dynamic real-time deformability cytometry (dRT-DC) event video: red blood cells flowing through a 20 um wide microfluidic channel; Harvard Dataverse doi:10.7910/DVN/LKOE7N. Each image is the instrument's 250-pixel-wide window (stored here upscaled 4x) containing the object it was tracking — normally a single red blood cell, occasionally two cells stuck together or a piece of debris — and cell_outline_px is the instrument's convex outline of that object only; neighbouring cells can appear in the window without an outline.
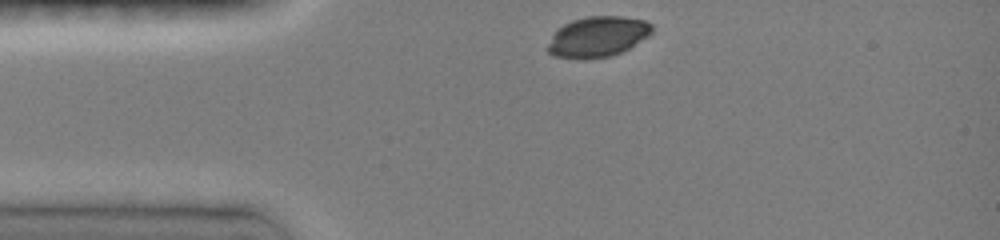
{"species": "common noctule bat (a hibernating species)", "species_latin": "Nyctalus noctula", "temperature_condition": "room temperature", "stored_images_in_passage": 24, "camera_frame_rate_fps": 3000, "um_per_image_px": 0.085, "animal": {"sex": "female", "body_mass_g": 19.0, "forearm_length_mm": 51.5}, "frame": {"image": 1, "passage_image": 1, "time_ms": 0.0, "image_size_px": [1000, 240], "cell_outline_px": [[652, 32], [648, 36], [628, 48], [620, 52], [608, 56], [556, 56], [548, 52], [544, 48], [556, 28], [572, 20], [588, 16], [620, 16], [644, 20], [652, 24]], "centroid_in_image_um": [50.78, 3.07], "position_along_channel_um": 34.2, "area_um2": 23.99}}
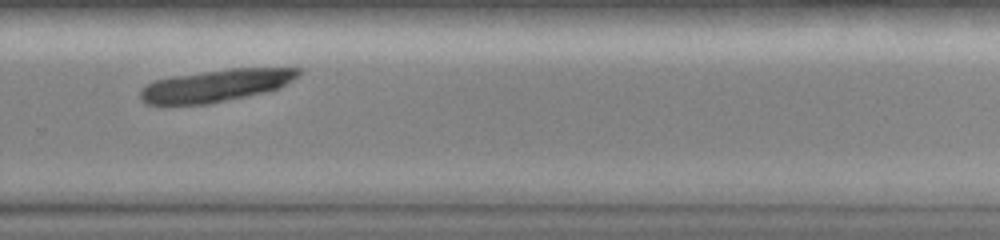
{"frame": {"image": 2, "passage_image": 16, "time_ms": 7.667, "image_size_px": [1000, 240], "cell_outline_px": [[304, 72], [300, 76], [280, 88], [272, 92], [208, 104], [144, 104], [140, 100], [140, 88], [152, 80], [172, 76], [232, 68], [300, 68]], "centroid_in_image_um": [18.4, 7.27], "position_along_channel_um": 311.4, "area_um2": 30.35}}
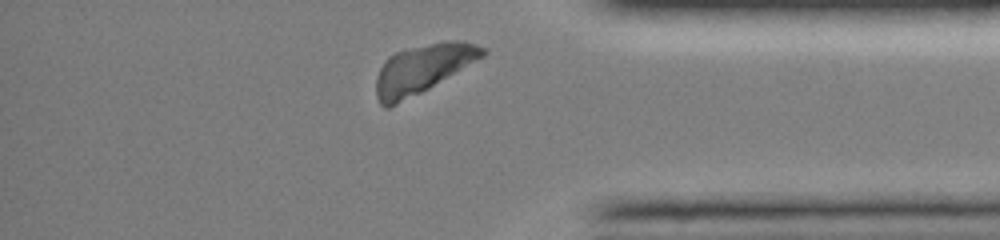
{"frame": {"image": 3, "passage_image": 22, "time_ms": 10.0, "image_size_px": [1000, 240], "cell_outline_px": [[488, 52], [484, 56], [428, 88], [388, 108], [384, 108], [380, 104], [376, 96], [376, 76], [384, 60], [388, 56], [396, 52], [412, 48], [448, 40], [464, 40], [476, 44], [484, 48]], "centroid_in_image_um": [35.9, 5.84], "position_along_channel_um": 399.3, "area_um2": 29.77}}